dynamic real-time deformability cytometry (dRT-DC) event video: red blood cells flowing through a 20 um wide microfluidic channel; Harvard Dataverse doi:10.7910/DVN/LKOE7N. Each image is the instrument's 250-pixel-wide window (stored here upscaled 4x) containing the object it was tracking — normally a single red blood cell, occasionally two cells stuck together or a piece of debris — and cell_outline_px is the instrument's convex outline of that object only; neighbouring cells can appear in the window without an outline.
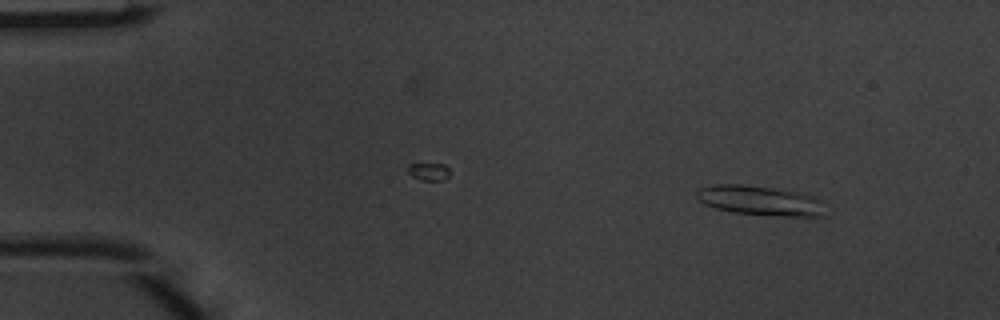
{"species": "common noctule bat (a hibernating species)", "species_latin": "Nyctalus noctula", "temperature_condition": "warm", "stored_images_in_passage": 4, "camera_frame_rate_fps": 3000, "um_per_image_px": 0.085, "animal": {"sex": "male", "body_mass_g": 20.1, "forearm_length_mm": 53.5}, "frame": {"image": 1, "passage_image": 1, "time_ms": 0.0, "image_size_px": [1000, 320], "cell_outline_px": [[824, 216], [784, 216], [732, 212], [716, 208], [704, 204], [696, 196], [696, 188], [712, 184], [740, 184], [804, 192], [816, 196], [824, 200]], "centroid_in_image_um": [64.65, 17.03], "position_along_channel_um": 20.4, "area_um2": 22.6}}